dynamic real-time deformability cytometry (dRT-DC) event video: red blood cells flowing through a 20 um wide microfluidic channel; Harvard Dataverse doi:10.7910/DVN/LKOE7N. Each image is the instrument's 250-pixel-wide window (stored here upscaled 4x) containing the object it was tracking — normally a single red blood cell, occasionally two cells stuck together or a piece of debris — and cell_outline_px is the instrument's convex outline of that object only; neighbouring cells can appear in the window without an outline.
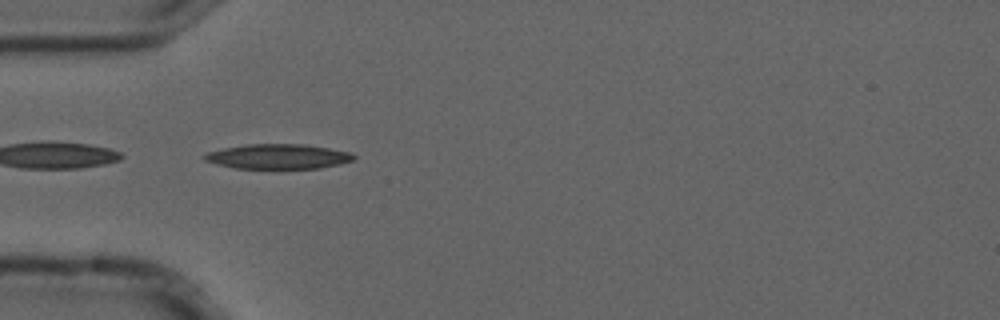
{"species": "common noctule bat (a hibernating species)", "species_latin": "Nyctalus noctula", "temperature_condition": "cold", "stored_images_in_passage": 4, "camera_frame_rate_fps": 3000, "um_per_image_px": 0.085, "animal": {"sex": "male", "forearm_length_mm": 52.5}, "frame": {"image": 1, "passage_image": 4, "time_ms": 1.0, "image_size_px": [1000, 320], "cell_outline_px": [[356, 156], [352, 160], [340, 164], [320, 168], [236, 168], [204, 160], [200, 156], [204, 152], [224, 148], [248, 144], [304, 144], [352, 152]], "centroid_in_image_um": [23.63, 13.29], "position_along_channel_um": 61.4, "area_um2": 21.56}}